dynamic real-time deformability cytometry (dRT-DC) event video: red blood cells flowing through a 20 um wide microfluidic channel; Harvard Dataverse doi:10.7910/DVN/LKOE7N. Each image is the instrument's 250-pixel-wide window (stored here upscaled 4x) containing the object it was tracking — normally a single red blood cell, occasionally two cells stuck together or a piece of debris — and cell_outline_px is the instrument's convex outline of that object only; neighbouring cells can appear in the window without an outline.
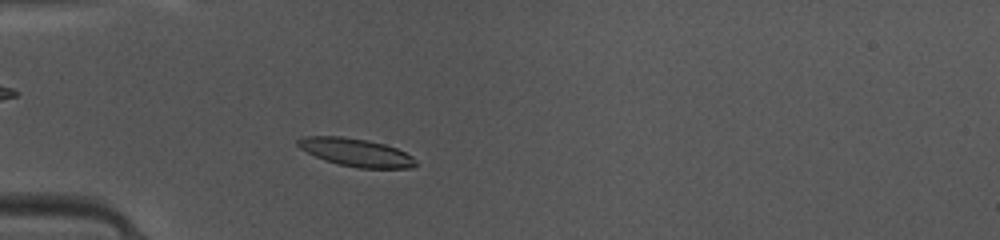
{"species": "common noctule bat (a hibernating species)", "species_latin": "Nyctalus noctula", "temperature_condition": "warm", "stored_images_in_passage": 48, "camera_frame_rate_fps": 3000, "um_per_image_px": 0.085, "animal": {"sex": "female", "body_mass_g": 10.0, "forearm_length_mm": 53.1}, "frame": {"image": 1, "passage_image": 14, "time_ms": 4.333, "image_size_px": [1000, 240], "cell_outline_px": [[416, 164], [412, 168], [360, 168], [340, 164], [324, 160], [300, 148], [296, 144], [296, 140], [304, 136], [344, 136], [368, 140], [384, 144], [396, 148], [412, 156], [416, 160]], "centroid_in_image_um": [30.25, 12.94], "position_along_channel_um": 54.7, "area_um2": 19.13}}
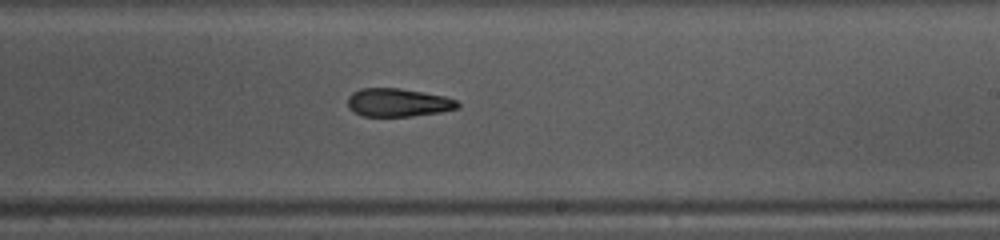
{"frame": {"image": 2, "passage_image": 29, "time_ms": 9.333, "image_size_px": [1000, 240], "cell_outline_px": [[460, 108], [440, 112], [412, 116], [364, 116], [352, 112], [348, 108], [348, 96], [352, 92], [360, 88], [400, 88], [424, 92], [444, 96], [456, 100], [460, 104]], "centroid_in_image_um": [33.82, 8.71], "position_along_channel_um": 255.2, "area_um2": 18.26}}
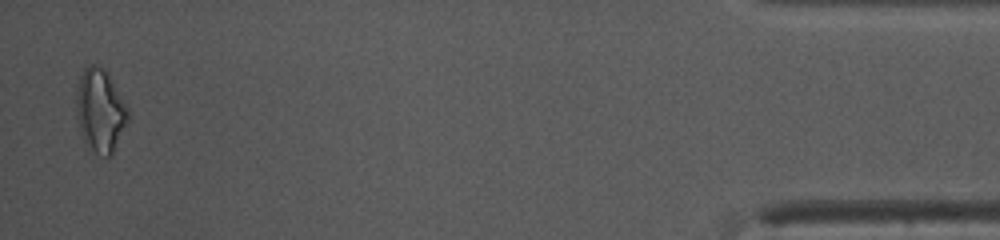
{"frame": {"image": 3, "passage_image": 47, "time_ms": 15.333, "image_size_px": [1000, 240], "cell_outline_px": [[128, 120], [112, 156], [104, 156], [88, 152], [84, 144], [80, 132], [76, 112], [76, 92], [80, 76], [84, 68], [88, 64], [96, 64], [104, 68], [108, 72], [128, 104]], "centroid_in_image_um": [8.52, 9.41], "position_along_channel_um": 426.7, "area_um2": 25.89}, "authors_computed_cell_mechanics": {"area_um2": 18.8139, "velocity_mm_per_s": 4.1579, "shape_relaxation_time_tau1_ms": 6.0421, "shape_relaxation_time_tau2_ms": 5.7546, "deformation_change_tau1": 0.1739, "deformation_change_tau2": 0.1323}}